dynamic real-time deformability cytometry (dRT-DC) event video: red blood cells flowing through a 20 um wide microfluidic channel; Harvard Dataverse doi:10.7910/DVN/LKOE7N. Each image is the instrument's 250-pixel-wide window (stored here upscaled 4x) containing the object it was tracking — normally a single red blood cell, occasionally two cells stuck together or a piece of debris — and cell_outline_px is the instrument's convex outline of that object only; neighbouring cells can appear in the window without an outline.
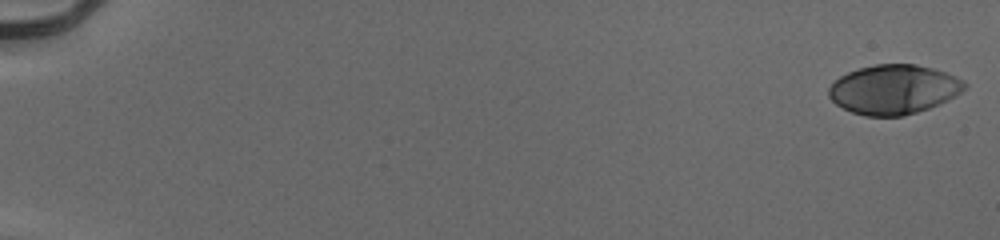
{"species": "human", "species_latin": "Homo sapiens", "temperature_condition": "cold", "stored_images_in_passage": 54, "camera_frame_rate_fps": 3000, "um_per_image_px": 0.085, "donor": {"sex": "male"}, "frame": {"image": 1, "passage_image": 1, "time_ms": 0.0, "image_size_px": [1000, 240], "cell_outline_px": [[968, 88], [928, 108], [916, 112], [900, 116], [864, 116], [852, 112], [836, 104], [828, 96], [828, 88], [840, 76], [848, 72], [860, 68], [876, 64], [916, 64], [932, 68], [956, 76], [964, 80], [968, 84]], "centroid_in_image_um": [75.95, 7.59], "position_along_channel_um": 9.0, "area_um2": 38.78}}
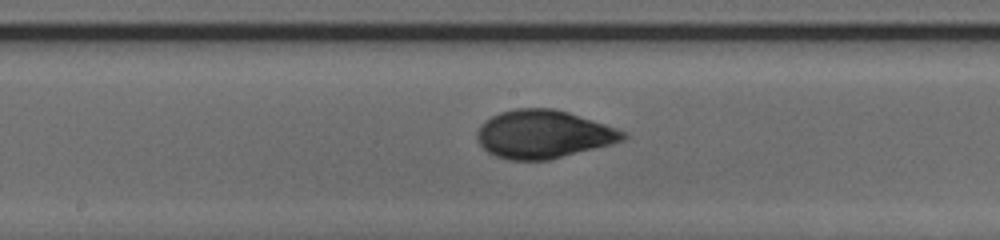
{"frame": {"image": 2, "passage_image": 31, "time_ms": 10.0, "image_size_px": [1000, 240], "cell_outline_px": [[628, 136], [624, 140], [612, 144], [548, 160], [508, 160], [496, 156], [488, 152], [476, 140], [476, 132], [480, 124], [492, 116], [500, 112], [516, 108], [552, 108], [568, 112], [628, 132]], "centroid_in_image_um": [46.17, 11.41], "position_along_channel_um": 202.0, "area_um2": 40.98}}
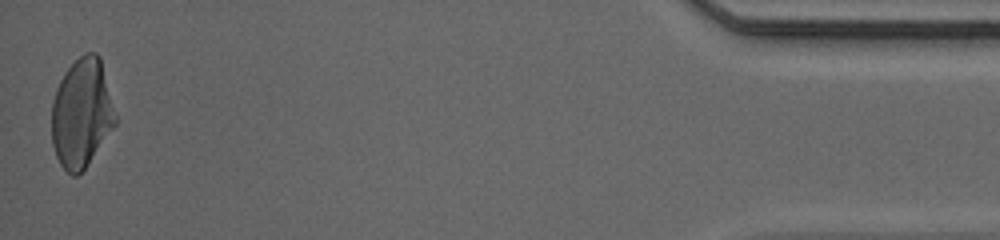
{"frame": {"image": 3, "passage_image": 54, "time_ms": 17.667, "image_size_px": [1000, 240], "cell_outline_px": [[116, 124], [84, 168], [76, 176], [72, 176], [60, 164], [56, 156], [52, 144], [52, 100], [56, 88], [64, 72], [84, 52], [96, 52], [100, 56], [116, 116]], "centroid_in_image_um": [6.93, 9.6], "position_along_channel_um": 428.3, "area_um2": 40.17}, "authors_computed_cell_mechanics": {"area_um2": 39.9398, "velocity_mm_per_s": 3.9543, "shape_relaxation_time_tau1_ms": 4.539, "shape_relaxation_time_tau2_ms": 1.0152, "deformation_change_tau1": 0.2035, "deformation_change_tau2": 0.0472}}